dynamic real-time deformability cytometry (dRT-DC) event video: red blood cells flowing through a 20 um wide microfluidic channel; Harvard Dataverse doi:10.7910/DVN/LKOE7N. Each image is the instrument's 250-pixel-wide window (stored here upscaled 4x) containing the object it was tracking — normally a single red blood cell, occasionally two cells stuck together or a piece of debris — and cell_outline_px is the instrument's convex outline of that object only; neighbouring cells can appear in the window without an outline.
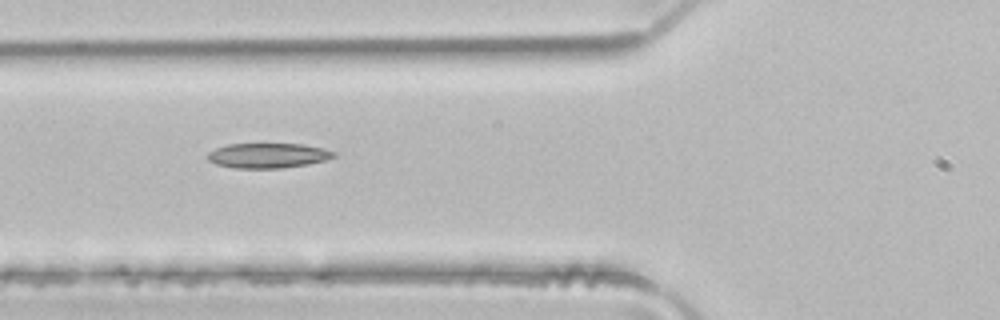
{"species": "common noctule bat (a hibernating species)", "species_latin": "Nyctalus noctula", "temperature_condition": "room temperature", "stored_images_in_passage": 3, "camera_frame_rate_fps": 3000, "um_per_image_px": 0.085, "animal": {"sex": "male", "body_mass_g": 21.5, "forearm_length_mm": 52.0}, "frame": {"image": 1, "passage_image": 3, "time_ms": 0.667, "image_size_px": [1000, 320], "cell_outline_px": [[336, 156], [324, 160], [308, 164], [280, 168], [236, 168], [216, 164], [208, 160], [208, 152], [216, 148], [228, 144], [304, 144], [324, 148], [336, 152]], "centroid_in_image_um": [22.79, 13.21], "position_along_channel_um": 103.0, "area_um2": 18.26}}